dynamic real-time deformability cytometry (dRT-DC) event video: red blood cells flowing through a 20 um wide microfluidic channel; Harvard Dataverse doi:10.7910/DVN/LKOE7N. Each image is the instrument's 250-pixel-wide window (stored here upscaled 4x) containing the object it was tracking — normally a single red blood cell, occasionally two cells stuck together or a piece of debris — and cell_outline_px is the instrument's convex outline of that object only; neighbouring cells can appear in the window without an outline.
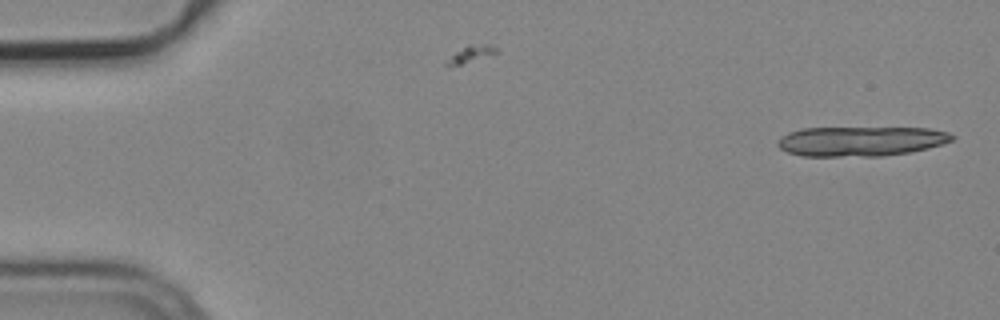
{"species": "common noctule bat (a hibernating species)", "species_latin": "Nyctalus noctula", "temperature_condition": "cold", "stored_images_in_passage": 5, "camera_frame_rate_fps": 3000, "um_per_image_px": 0.085, "animal": {"sex": "male", "body_mass_g": 19.2, "forearm_length_mm": 51.8}, "frame": {"image": 1, "passage_image": 1, "time_ms": 0.0, "image_size_px": [1000, 320], "cell_outline_px": [[956, 136], [952, 140], [944, 144], [912, 152], [880, 156], [800, 156], [788, 152], [780, 148], [776, 144], [780, 136], [788, 132], [804, 128], [928, 128], [948, 132]], "centroid_in_image_um": [73.17, 12.0], "position_along_channel_um": 11.8, "area_um2": 30.4}}